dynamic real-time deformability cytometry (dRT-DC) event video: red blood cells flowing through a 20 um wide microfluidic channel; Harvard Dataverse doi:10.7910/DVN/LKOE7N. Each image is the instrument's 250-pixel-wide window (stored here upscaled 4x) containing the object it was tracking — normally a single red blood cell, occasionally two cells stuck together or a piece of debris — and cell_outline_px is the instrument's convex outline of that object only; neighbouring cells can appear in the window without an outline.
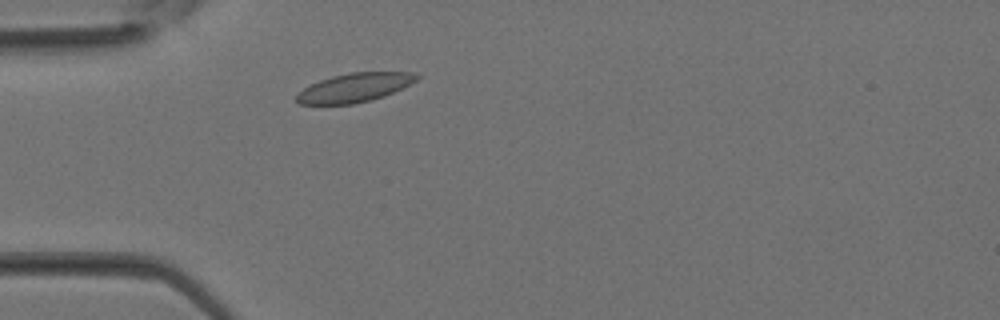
{"species": "Egyptian fruit bat (a non-hibernating species)", "species_latin": "Rousettus aegyptiacus", "temperature_condition": "room temperature", "stored_images_in_passage": 28, "camera_frame_rate_fps": 3000, "um_per_image_px": 0.085, "animal": {"sex": "female"}, "frame": {"image": 1, "passage_image": 2, "time_ms": 0.333, "image_size_px": [1000, 320], "cell_outline_px": [[420, 76], [416, 80], [384, 96], [352, 104], [300, 104], [296, 100], [296, 92], [320, 80], [332, 76], [348, 72], [416, 72]], "centroid_in_image_um": [30.1, 7.43], "position_along_channel_um": 54.9, "area_um2": 20.0}}
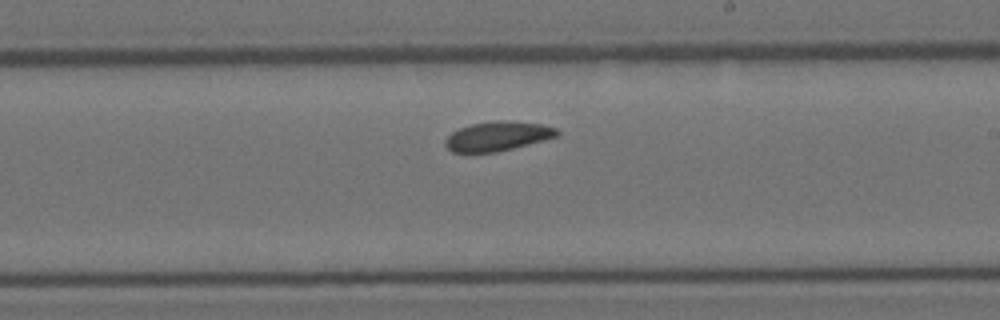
{"frame": {"image": 2, "passage_image": 13, "time_ms": 4.0, "image_size_px": [1000, 320], "cell_outline_px": [[560, 132], [556, 136], [544, 140], [496, 152], [452, 152], [444, 144], [444, 140], [452, 132], [460, 128], [472, 124], [496, 120], [508, 120], [544, 124], [556, 128]], "centroid_in_image_um": [42.3, 11.56], "position_along_channel_um": 246.7, "area_um2": 19.07}}
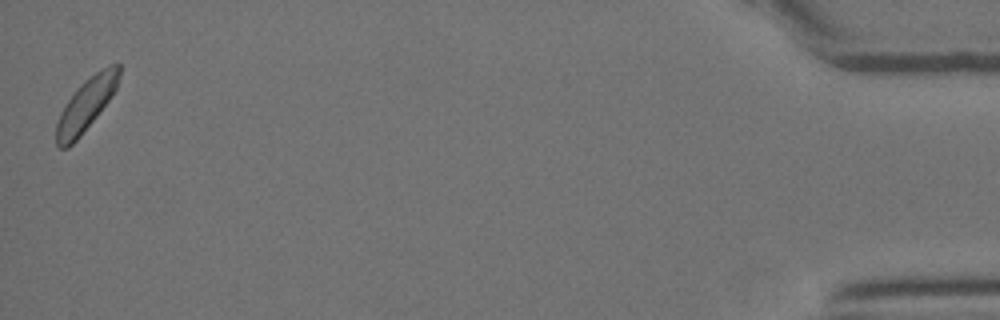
{"frame": {"image": 3, "passage_image": 28, "time_ms": 9.0, "image_size_px": [1000, 320], "cell_outline_px": [[120, 76], [116, 88], [112, 96], [80, 136], [68, 148], [60, 148], [56, 144], [56, 124], [60, 112], [64, 104], [80, 84], [84, 80], [108, 64], [120, 64]], "centroid_in_image_um": [7.31, 8.88], "position_along_channel_um": 427.9, "area_um2": 19.13}}